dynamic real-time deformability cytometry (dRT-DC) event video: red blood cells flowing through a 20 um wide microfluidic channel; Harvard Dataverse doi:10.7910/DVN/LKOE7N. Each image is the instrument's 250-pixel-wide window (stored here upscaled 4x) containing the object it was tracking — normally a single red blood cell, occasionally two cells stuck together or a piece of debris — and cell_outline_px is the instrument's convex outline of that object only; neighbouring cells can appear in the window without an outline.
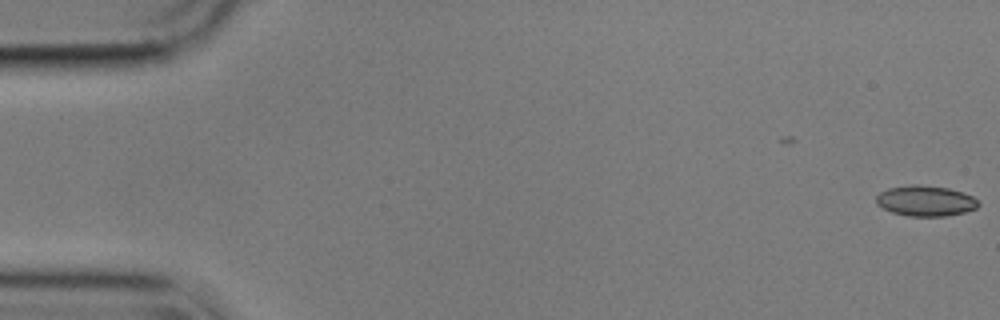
{"species": "common noctule bat (a hibernating species)", "species_latin": "Nyctalus noctula", "temperature_condition": "cold", "stored_images_in_passage": 9, "camera_frame_rate_fps": 3000, "um_per_image_px": 0.085, "animal": {"sex": "male", "body_mass_g": 17.9}, "frame": {"image": 1, "passage_image": 1, "time_ms": 0.0, "image_size_px": [1000, 320], "cell_outline_px": [[980, 204], [976, 208], [964, 212], [944, 216], [908, 216], [892, 212], [876, 204], [876, 196], [880, 192], [888, 188], [912, 184], [916, 184], [948, 188], [972, 196]], "centroid_in_image_um": [78.64, 17.07], "position_along_channel_um": 6.4, "area_um2": 18.03}}